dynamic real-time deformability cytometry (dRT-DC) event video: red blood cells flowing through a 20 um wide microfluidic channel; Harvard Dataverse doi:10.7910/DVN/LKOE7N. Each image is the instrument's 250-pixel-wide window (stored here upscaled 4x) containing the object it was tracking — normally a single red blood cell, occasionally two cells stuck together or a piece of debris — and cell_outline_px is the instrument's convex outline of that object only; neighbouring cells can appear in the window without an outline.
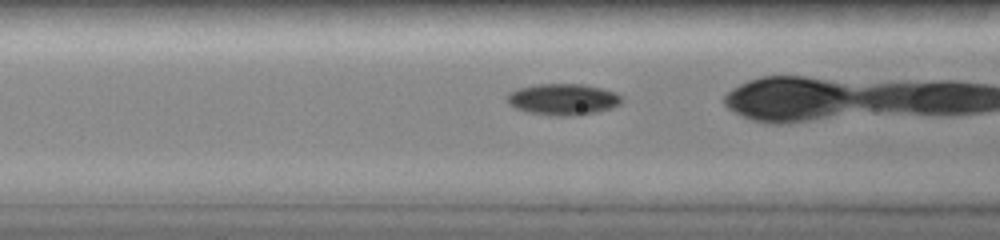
{"species": "common noctule bat (a hibernating species)", "species_latin": "Nyctalus noctula", "temperature_condition": "room temperature", "stored_images_in_passage": 32, "camera_frame_rate_fps": 3000, "um_per_image_px": 0.085, "animal": {"sex": "female", "body_mass_g": 19.0, "forearm_length_mm": 51.5}, "frame": {"image": 1, "passage_image": 11, "time_ms": 3.333, "image_size_px": [1000, 240], "cell_outline_px": [[624, 100], [620, 104], [612, 108], [580, 116], [548, 116], [528, 112], [516, 108], [508, 104], [508, 92], [520, 88], [540, 84], [584, 84], [600, 88], [612, 92], [620, 96]], "centroid_in_image_um": [47.86, 8.47], "position_along_channel_um": 118.7, "area_um2": 20.98}}
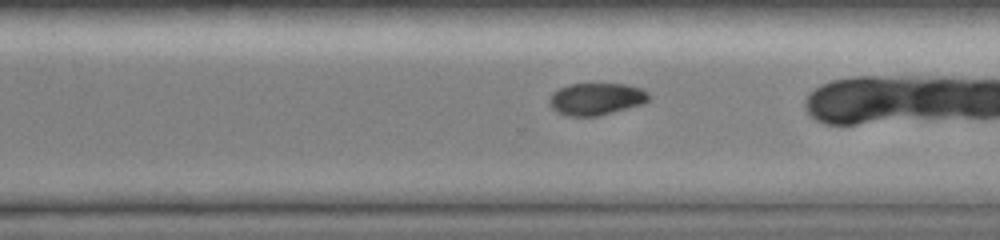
{"frame": {"image": 2, "passage_image": 26, "time_ms": 8.333, "image_size_px": [1000, 240], "cell_outline_px": [[648, 100], [640, 104], [600, 116], [568, 116], [556, 112], [552, 108], [552, 92], [568, 84], [624, 84], [640, 88], [648, 92]], "centroid_in_image_um": [50.67, 8.41], "position_along_channel_um": 319.9, "area_um2": 18.26}}
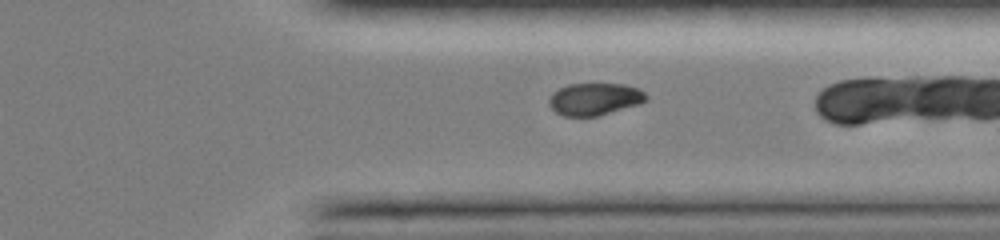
{"frame": {"image": 3, "passage_image": 29, "time_ms": 9.333, "image_size_px": [1000, 240], "cell_outline_px": [[648, 100], [640, 104], [596, 116], [564, 116], [556, 112], [552, 108], [548, 100], [552, 92], [568, 84], [624, 84], [640, 88], [648, 96]], "centroid_in_image_um": [50.57, 8.41], "position_along_channel_um": 360.8, "area_um2": 18.26}}